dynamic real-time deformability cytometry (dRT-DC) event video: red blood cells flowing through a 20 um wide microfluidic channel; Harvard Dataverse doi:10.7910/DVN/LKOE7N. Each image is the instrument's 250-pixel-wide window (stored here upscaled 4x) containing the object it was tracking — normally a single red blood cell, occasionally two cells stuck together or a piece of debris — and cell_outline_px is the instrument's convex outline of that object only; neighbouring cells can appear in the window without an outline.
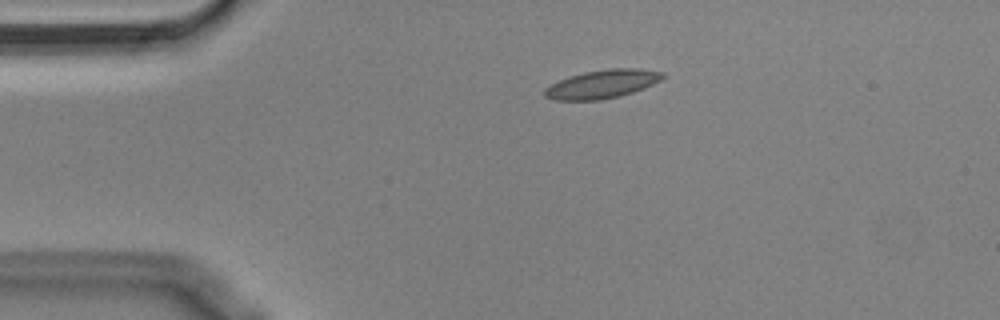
{"species": "Egyptian fruit bat (a non-hibernating species)", "species_latin": "Rousettus aegyptiacus", "temperature_condition": "cold", "stored_images_in_passage": 38, "camera_frame_rate_fps": 3000, "um_per_image_px": 0.085, "animal": {"sex": "male"}, "frame": {"image": 1, "passage_image": 1, "time_ms": 0.0, "image_size_px": [1000, 320], "cell_outline_px": [[668, 76], [644, 88], [620, 96], [600, 100], [556, 100], [544, 96], [544, 88], [568, 76], [584, 72], [608, 68], [640, 68], [664, 72]], "centroid_in_image_um": [51.22, 7.13], "position_along_channel_um": 33.8, "area_um2": 19.71}}
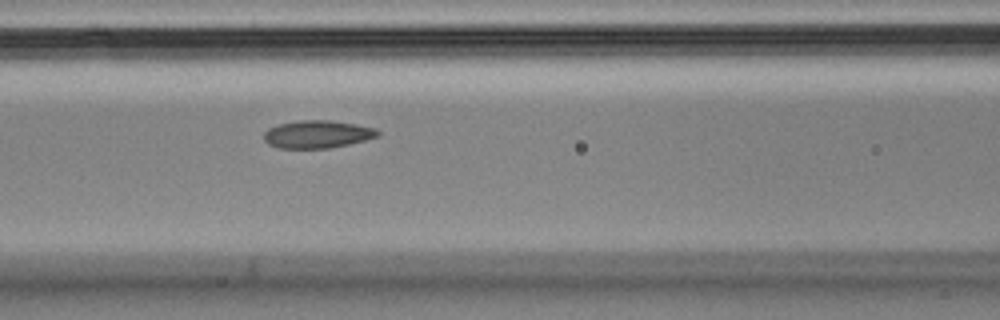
{"frame": {"image": 2, "passage_image": 13, "time_ms": 4.0, "image_size_px": [1000, 320], "cell_outline_px": [[380, 136], [348, 144], [328, 148], [276, 148], [268, 144], [264, 140], [264, 132], [268, 128], [276, 124], [300, 120], [328, 120], [356, 124], [376, 128], [380, 132]], "centroid_in_image_um": [26.95, 11.4], "position_along_channel_um": 139.6, "area_um2": 18.5}}
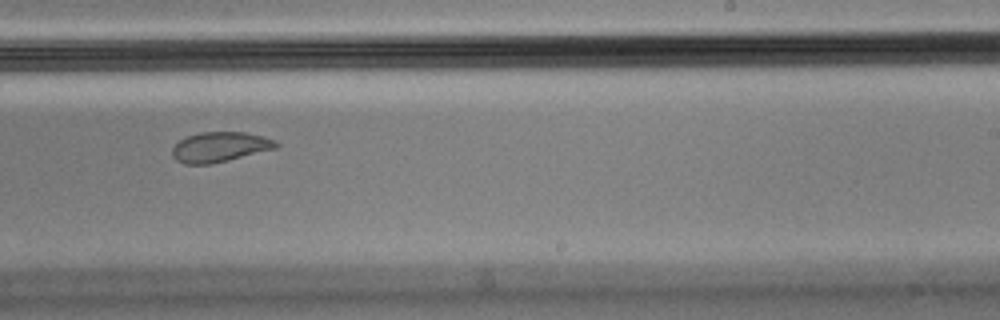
{"frame": {"image": 3, "passage_image": 24, "time_ms": 7.667, "image_size_px": [1000, 320], "cell_outline_px": [[280, 144], [276, 148], [212, 164], [184, 164], [176, 160], [172, 156], [172, 148], [180, 140], [188, 136], [200, 132], [244, 132], [276, 140]], "centroid_in_image_um": [18.67, 12.5], "position_along_channel_um": 270.3, "area_um2": 18.03}, "authors_computed_cell_mechanics": {"area_um2": 18.7561, "velocity_mm_per_s": 3.574, "shape_relaxation_time_tau1_ms": null, "shape_relaxation_time_tau2_ms": 1.2523, "deformation_change_tau1": null, "deformation_change_tau2": 0.0553}}